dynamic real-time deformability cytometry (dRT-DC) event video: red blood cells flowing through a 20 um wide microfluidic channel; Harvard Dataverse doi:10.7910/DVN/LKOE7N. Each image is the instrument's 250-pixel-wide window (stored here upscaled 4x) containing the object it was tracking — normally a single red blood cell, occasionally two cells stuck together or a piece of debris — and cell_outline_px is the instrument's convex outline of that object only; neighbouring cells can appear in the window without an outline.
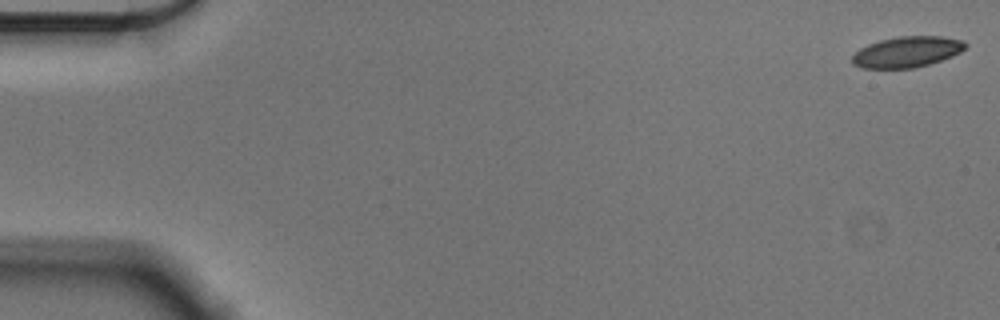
{"species": "Egyptian fruit bat (a non-hibernating species)", "species_latin": "Rousettus aegyptiacus", "temperature_condition": "cold", "stored_images_in_passage": 56, "camera_frame_rate_fps": 3000, "um_per_image_px": 0.085, "animal": {"sex": "male"}, "frame": {"image": 1, "passage_image": 1, "time_ms": 0.0, "image_size_px": [1000, 320], "cell_outline_px": [[968, 44], [960, 52], [952, 56], [928, 64], [912, 68], [860, 68], [852, 64], [852, 56], [860, 48], [868, 44], [880, 40], [900, 36], [944, 36], [964, 40]], "centroid_in_image_um": [77.09, 4.4], "position_along_channel_um": 7.9, "area_um2": 20.35}}
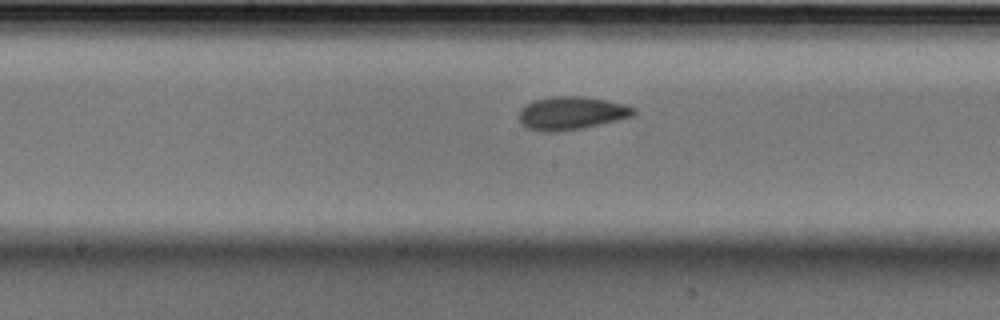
{"frame": {"image": 2, "passage_image": 29, "time_ms": 9.333, "image_size_px": [1000, 320], "cell_outline_px": [[636, 112], [632, 116], [616, 120], [580, 128], [552, 132], [544, 132], [528, 128], [520, 124], [520, 108], [524, 104], [532, 100], [552, 96], [584, 96], [608, 100], [628, 104], [636, 108]], "centroid_in_image_um": [48.56, 9.59], "position_along_channel_um": 199.6, "area_um2": 22.25}}
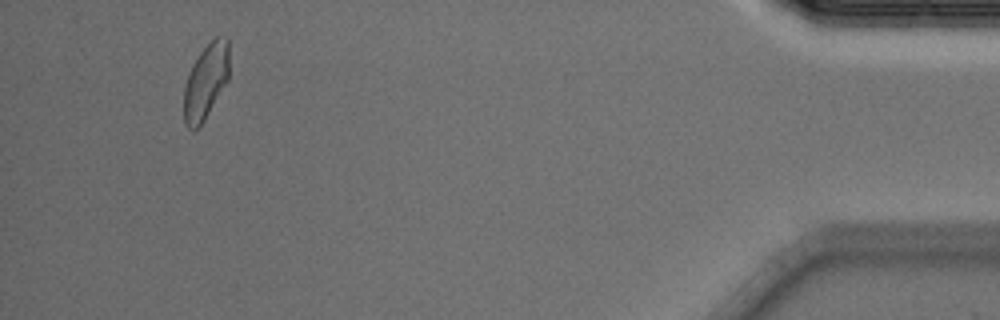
{"frame": {"image": 3, "passage_image": 53, "time_ms": 17.333, "image_size_px": [1000, 320], "cell_outline_px": [[228, 80], [200, 128], [192, 132], [184, 124], [184, 88], [192, 64], [200, 52], [216, 36], [228, 36]], "centroid_in_image_um": [17.48, 6.97], "position_along_channel_um": 417.7, "area_um2": 20.0}, "authors_computed_cell_mechanics": {"area_um2": 21.0681, "velocity_mm_per_s": 3.5764, "shape_relaxation_time_tau1_ms": 3.8188, "shape_relaxation_time_tau2_ms": 2.1061, "deformation_change_tau1": 0.1002, "deformation_change_tau2": 0.0722}}